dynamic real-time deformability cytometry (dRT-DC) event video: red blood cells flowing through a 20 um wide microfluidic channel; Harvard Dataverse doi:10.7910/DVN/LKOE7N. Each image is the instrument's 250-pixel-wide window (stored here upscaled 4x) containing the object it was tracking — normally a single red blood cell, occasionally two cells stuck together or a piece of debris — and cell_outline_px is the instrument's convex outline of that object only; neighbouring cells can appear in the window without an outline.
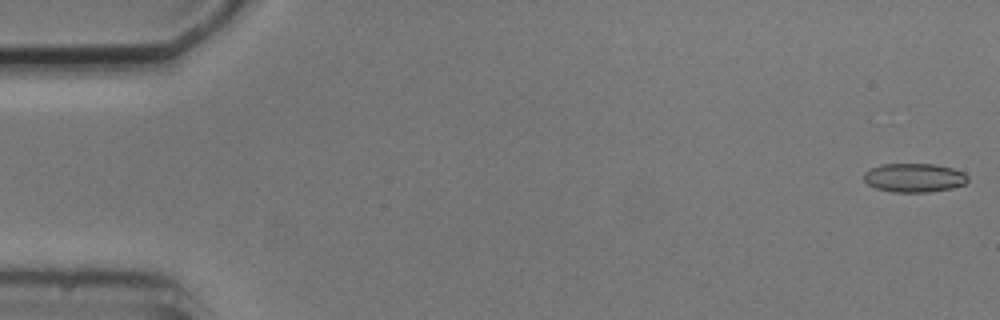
{"species": "common noctule bat (a hibernating species)", "species_latin": "Nyctalus noctula", "temperature_condition": "cold", "stored_images_in_passage": 6, "camera_frame_rate_fps": 3000, "um_per_image_px": 0.085, "animal": {"sex": "male", "body_mass_g": 20.5, "forearm_length_mm": 52.5}, "frame": {"image": 1, "passage_image": 1, "time_ms": 0.0, "image_size_px": [1000, 320], "cell_outline_px": [[968, 180], [964, 184], [952, 188], [928, 192], [892, 192], [876, 188], [868, 184], [864, 180], [864, 172], [872, 168], [884, 164], [936, 164], [952, 168], [964, 172], [968, 176]], "centroid_in_image_um": [77.72, 15.11], "position_along_channel_um": 7.3, "area_um2": 17.46}}
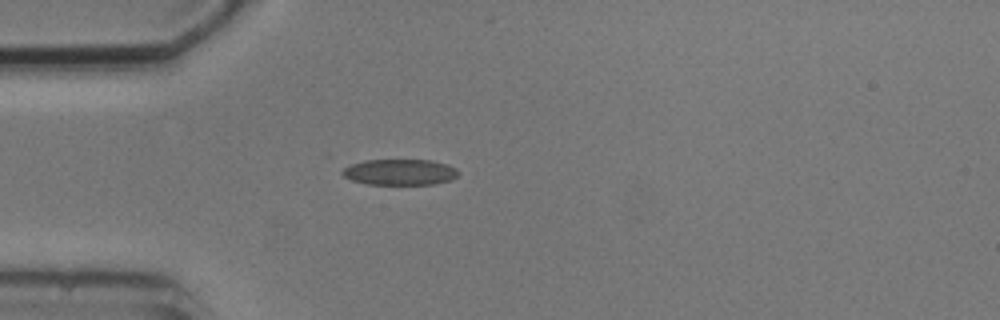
{"frame": {"image": 2, "passage_image": 5, "time_ms": 4.667, "image_size_px": [1000, 320], "cell_outline_px": [[460, 172], [452, 180], [436, 184], [368, 184], [352, 180], [344, 176], [340, 172], [344, 168], [352, 164], [364, 160], [432, 160], [448, 164], [456, 168]], "centroid_in_image_um": [34.03, 14.62], "position_along_channel_um": 51.0, "area_um2": 17.57}}